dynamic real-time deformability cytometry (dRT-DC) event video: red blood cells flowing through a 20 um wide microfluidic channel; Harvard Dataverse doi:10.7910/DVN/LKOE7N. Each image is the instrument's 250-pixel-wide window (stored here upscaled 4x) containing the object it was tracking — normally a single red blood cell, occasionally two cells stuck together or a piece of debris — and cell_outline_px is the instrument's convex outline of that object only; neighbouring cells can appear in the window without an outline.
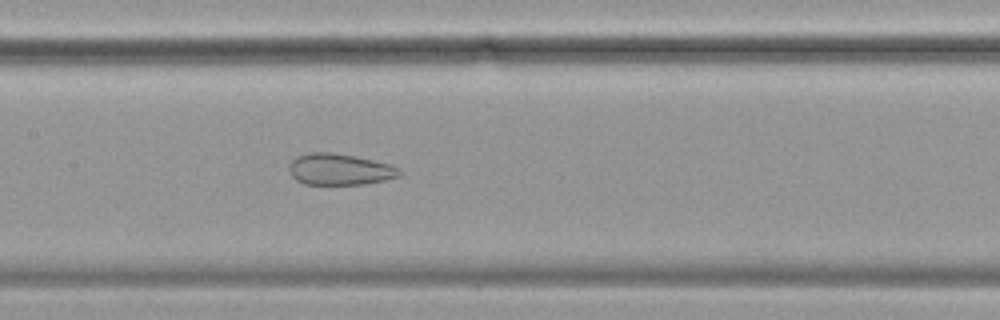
{"species": "common noctule bat (a hibernating species)", "species_latin": "Nyctalus noctula", "temperature_condition": "cold", "stored_images_in_passage": 56, "camera_frame_rate_fps": 3000, "um_per_image_px": 0.085, "animal": {"sex": "female", "body_mass_g": 19.9}, "frame": {"image": 1, "passage_image": 26, "time_ms": 8.333, "image_size_px": [1000, 320], "cell_outline_px": [[404, 172], [400, 176], [384, 180], [364, 184], [304, 184], [296, 180], [288, 172], [288, 164], [296, 156], [308, 152], [332, 152], [356, 156], [392, 164], [400, 168]], "centroid_in_image_um": [28.88, 14.38], "position_along_channel_um": 178.5, "area_um2": 20.58}}
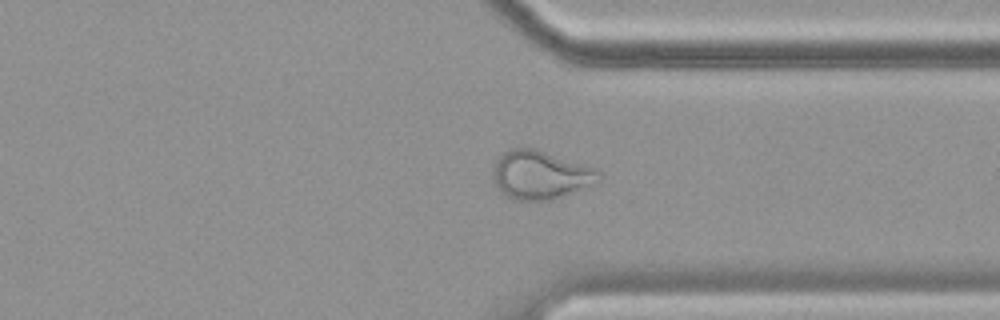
{"frame": {"image": 2, "passage_image": 42, "time_ms": 13.667, "image_size_px": [1000, 320], "cell_outline_px": [[600, 184], [552, 200], [516, 200], [504, 196], [496, 188], [492, 176], [496, 160], [504, 152], [512, 148], [536, 148], [596, 168], [600, 172]], "centroid_in_image_um": [45.97, 14.89], "position_along_channel_um": 365.4, "area_um2": 30.52}}
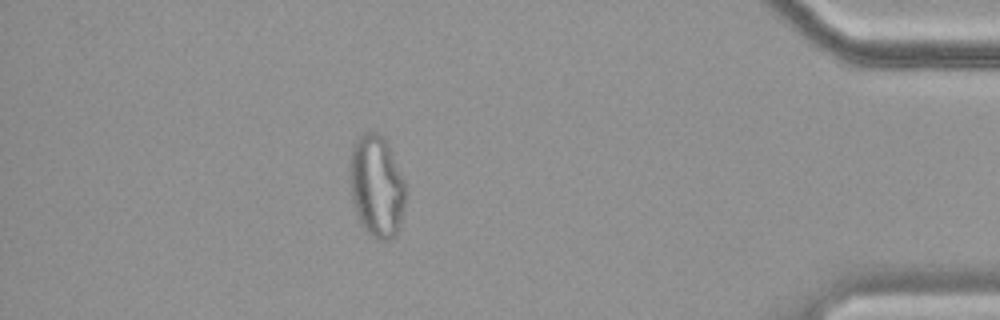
{"frame": {"image": 3, "passage_image": 49, "time_ms": 16.0, "image_size_px": [1000, 320], "cell_outline_px": [[404, 204], [400, 228], [396, 236], [392, 240], [380, 240], [372, 236], [364, 228], [356, 212], [352, 200], [352, 148], [356, 140], [364, 132], [376, 132], [384, 136], [388, 144], [404, 180]], "centroid_in_image_um": [32.05, 15.85], "position_along_channel_um": 403.1, "area_um2": 32.48}}